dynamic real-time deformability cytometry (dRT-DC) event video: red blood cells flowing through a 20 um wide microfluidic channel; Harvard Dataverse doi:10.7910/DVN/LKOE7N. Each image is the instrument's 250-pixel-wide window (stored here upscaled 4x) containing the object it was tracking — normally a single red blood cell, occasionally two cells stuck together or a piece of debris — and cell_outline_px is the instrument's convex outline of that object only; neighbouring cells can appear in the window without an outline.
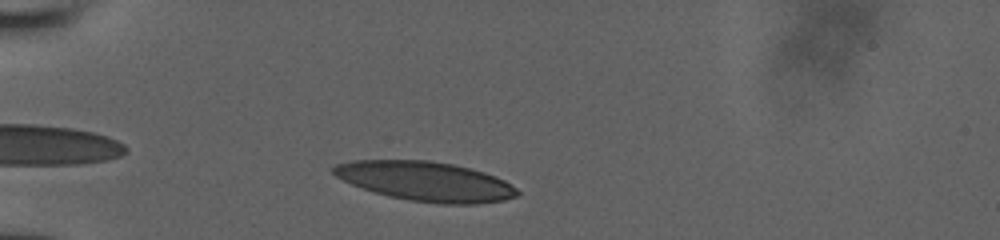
{"species": "human", "species_latin": "Homo sapiens", "temperature_condition": "room temperature", "stored_images_in_passage": 39, "camera_frame_rate_fps": 3000, "um_per_image_px": 0.085, "donor": {"sex": "male"}, "frame": {"image": 1, "passage_image": 9, "time_ms": 1.333, "image_size_px": [1000, 240], "cell_outline_px": [[520, 192], [516, 196], [504, 200], [476, 204], [440, 204], [412, 200], [388, 196], [372, 192], [352, 184], [336, 176], [332, 172], [332, 168], [336, 164], [352, 160], [428, 160], [452, 164], [484, 172], [496, 176], [504, 180], [516, 188]], "centroid_in_image_um": [36.17, 15.41], "position_along_channel_um": 48.8, "area_um2": 42.19}}
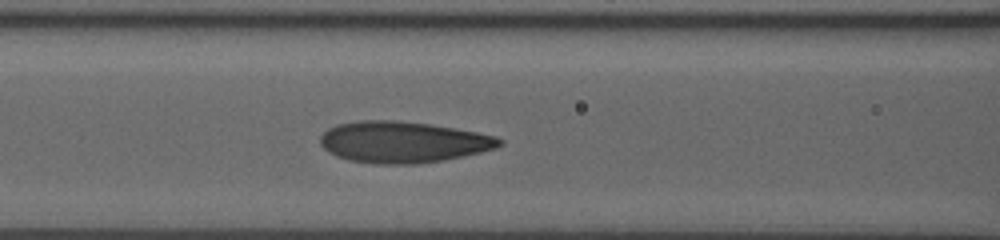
{"frame": {"image": 2, "passage_image": 30, "time_ms": 4.333, "image_size_px": [1000, 240], "cell_outline_px": [[504, 144], [496, 148], [464, 156], [416, 164], [376, 164], [348, 160], [336, 156], [328, 152], [320, 144], [320, 136], [328, 128], [336, 124], [356, 120], [392, 120], [432, 124], [476, 132], [496, 136], [504, 140]], "centroid_in_image_um": [34.23, 12.07], "position_along_channel_um": 132.4, "area_um2": 43.35}}
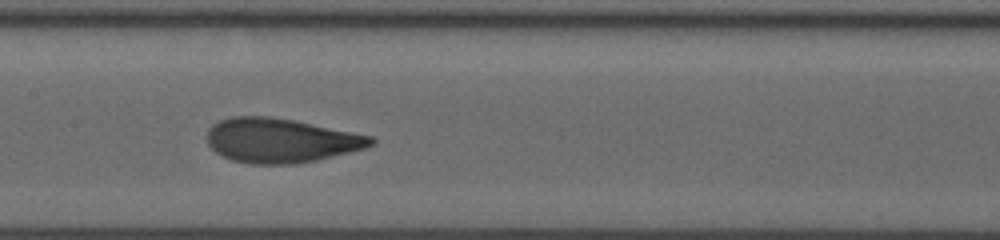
{"frame": {"image": 3, "passage_image": 38, "time_ms": 5.667, "image_size_px": [1000, 240], "cell_outline_px": [[376, 140], [372, 144], [364, 148], [316, 160], [296, 164], [252, 164], [232, 160], [216, 152], [208, 144], [208, 128], [212, 124], [220, 120], [232, 116], [268, 116], [292, 120], [372, 136]], "centroid_in_image_um": [23.82, 11.94], "position_along_channel_um": 183.6, "area_um2": 41.96}}